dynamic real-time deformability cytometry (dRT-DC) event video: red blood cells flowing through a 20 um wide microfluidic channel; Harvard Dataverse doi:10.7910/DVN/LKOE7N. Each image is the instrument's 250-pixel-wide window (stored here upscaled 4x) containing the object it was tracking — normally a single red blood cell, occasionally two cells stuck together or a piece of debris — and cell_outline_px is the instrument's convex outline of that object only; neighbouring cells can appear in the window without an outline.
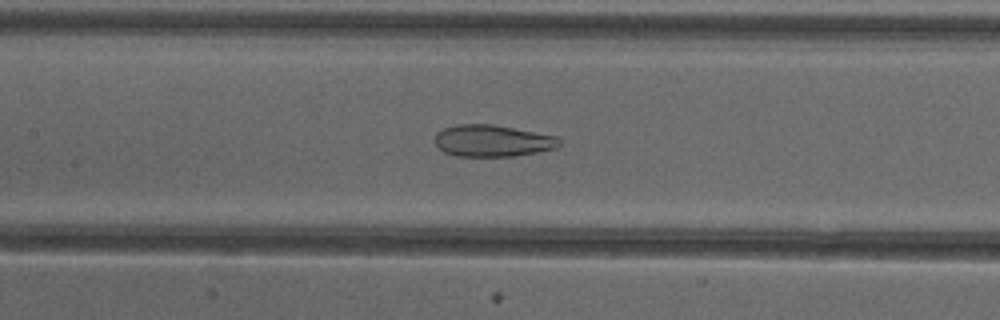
{"species": "common noctule bat (a hibernating species)", "species_latin": "Nyctalus noctula", "temperature_condition": "cold", "stored_images_in_passage": 51, "camera_frame_rate_fps": 3000, "um_per_image_px": 0.085, "animal": {"sex": "female"}, "frame": {"image": 1, "passage_image": 24, "time_ms": 7.667, "image_size_px": [1000, 320], "cell_outline_px": [[560, 144], [556, 148], [536, 152], [512, 156], [456, 156], [444, 152], [436, 144], [436, 132], [444, 128], [456, 124], [492, 124], [556, 136], [560, 140]], "centroid_in_image_um": [41.84, 11.96], "position_along_channel_um": 165.6, "area_um2": 22.83}}
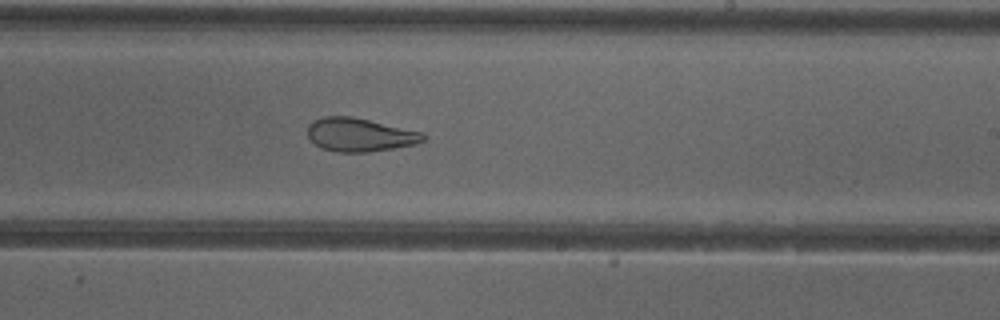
{"frame": {"image": 2, "passage_image": 31, "time_ms": 10.0, "image_size_px": [1000, 320], "cell_outline_px": [[428, 136], [424, 140], [416, 144], [368, 152], [336, 152], [320, 148], [308, 136], [308, 124], [312, 120], [324, 116], [352, 116], [424, 132]], "centroid_in_image_um": [30.59, 11.45], "position_along_channel_um": 258.4, "area_um2": 22.72}}
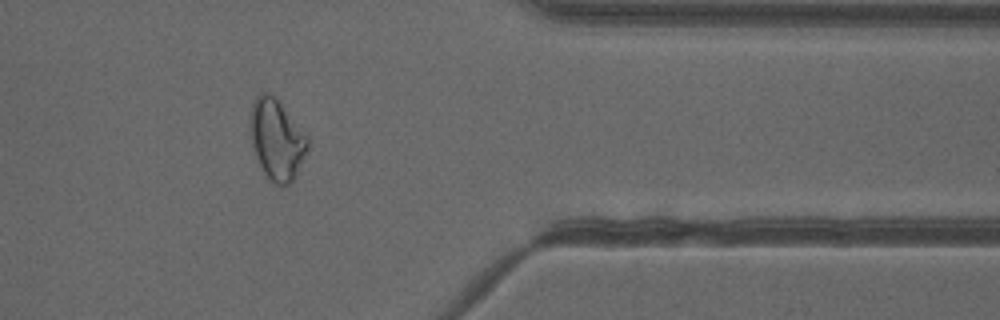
{"frame": {"image": 3, "passage_image": 42, "time_ms": 13.667, "image_size_px": [1000, 320], "cell_outline_px": [[308, 148], [296, 176], [284, 188], [280, 188], [268, 180], [264, 176], [256, 156], [252, 144], [252, 104], [256, 96], [260, 92], [268, 92], [280, 104], [308, 136]], "centroid_in_image_um": [23.54, 11.95], "position_along_channel_um": 387.9, "area_um2": 26.59}, "authors_computed_cell_mechanics": {"area_um2": 28.322, "velocity_mm_per_s": 3.9964, "shape_relaxation_time_tau1_ms": null, "shape_relaxation_time_tau2_ms": 1.6134, "deformation_change_tau1": null, "deformation_change_tau2": 0.1}}